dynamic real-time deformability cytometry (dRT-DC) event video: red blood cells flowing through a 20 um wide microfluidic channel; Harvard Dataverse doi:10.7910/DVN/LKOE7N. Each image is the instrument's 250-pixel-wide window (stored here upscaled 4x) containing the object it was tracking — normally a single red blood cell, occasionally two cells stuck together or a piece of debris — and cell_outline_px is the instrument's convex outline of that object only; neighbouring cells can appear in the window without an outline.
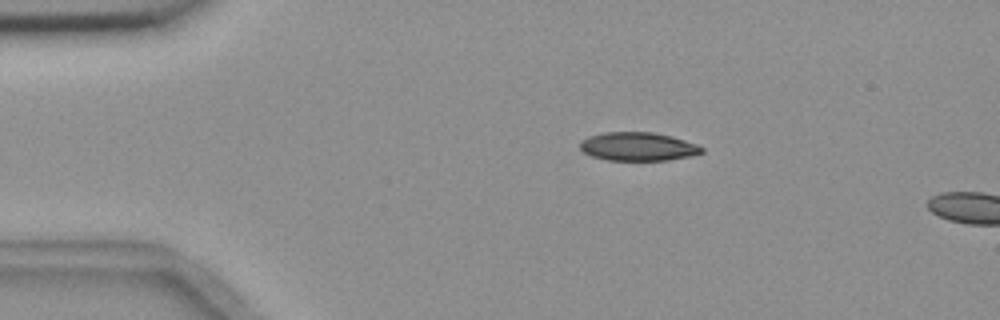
{"species": "common noctule bat (a hibernating species)", "species_latin": "Nyctalus noctula", "temperature_condition": "room temperature", "stored_images_in_passage": 2, "camera_frame_rate_fps": 3000, "um_per_image_px": 0.085, "animal": {"sex": "female", "body_mass_g": 18.4}, "frame": {"image": 1, "passage_image": 1, "time_ms": 0.0, "image_size_px": [1000, 320], "cell_outline_px": [[704, 152], [692, 156], [668, 160], [608, 160], [592, 156], [584, 152], [580, 148], [580, 140], [588, 136], [604, 132], [652, 132], [672, 136], [696, 144], [704, 148]], "centroid_in_image_um": [54.23, 12.45], "position_along_channel_um": 30.8, "area_um2": 20.29}}